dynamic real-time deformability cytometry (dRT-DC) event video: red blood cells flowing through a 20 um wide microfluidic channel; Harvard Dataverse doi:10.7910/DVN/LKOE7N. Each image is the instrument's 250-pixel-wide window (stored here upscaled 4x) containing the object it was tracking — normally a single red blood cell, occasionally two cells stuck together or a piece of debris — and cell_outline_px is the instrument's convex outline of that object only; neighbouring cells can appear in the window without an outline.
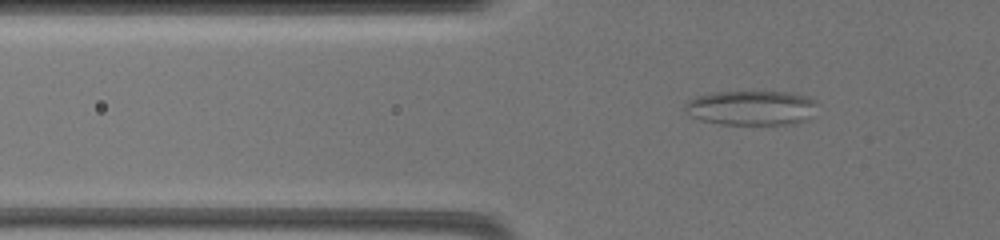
{"species": "common noctule bat (a hibernating species)", "species_latin": "Nyctalus noctula", "temperature_condition": "warm", "stored_images_in_passage": 66, "camera_frame_rate_fps": 3000, "um_per_image_px": 0.085, "animal": {"sex": "female", "body_mass_g": 19.5, "forearm_length_mm": 54.1}, "frame": {"image": 1, "passage_image": 31, "time_ms": 8.333, "image_size_px": [1000, 240], "cell_outline_px": [[816, 104], [808, 120], [784, 124], [720, 124], [700, 120], [692, 116], [684, 108], [684, 104], [688, 100], [700, 96], [716, 92], [784, 92], [808, 96], [816, 100]], "centroid_in_image_um": [63.86, 9.17], "position_along_channel_um": 61.9, "area_um2": 26.41}}
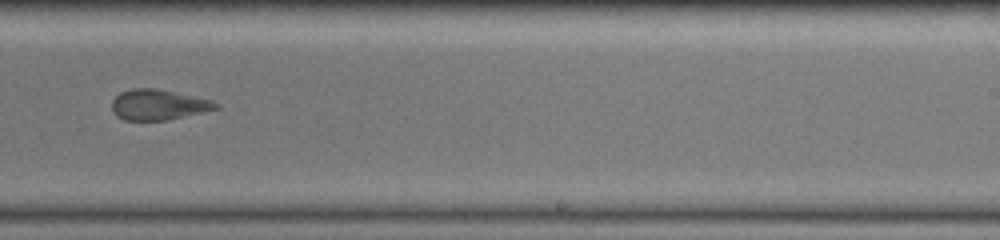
{"frame": {"image": 2, "passage_image": 44, "time_ms": 15.0, "image_size_px": [1000, 240], "cell_outline_px": [[220, 108], [168, 120], [124, 120], [116, 116], [112, 112], [112, 100], [120, 92], [132, 88], [156, 88], [212, 100], [220, 104]], "centroid_in_image_um": [13.45, 8.9], "position_along_channel_um": 275.6, "area_um2": 18.55}}
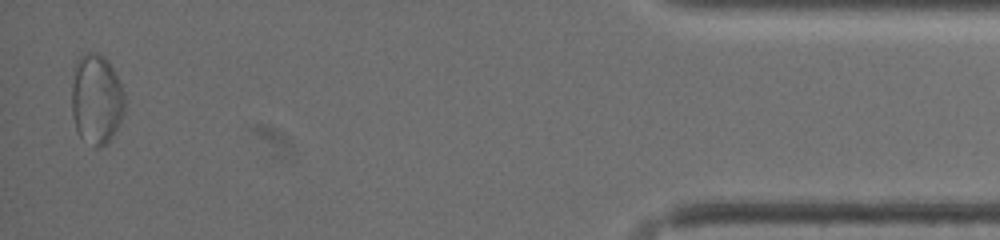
{"frame": {"image": 3, "passage_image": 66, "time_ms": 21.333, "image_size_px": [1000, 240], "cell_outline_px": [[124, 112], [112, 136], [100, 148], [96, 148], [80, 136], [76, 128], [72, 116], [72, 68], [76, 60], [80, 56], [88, 52], [96, 52], [104, 56], [108, 60], [124, 92]], "centroid_in_image_um": [8.16, 8.39], "position_along_channel_um": 427.0, "area_um2": 27.86}, "authors_computed_cell_mechanics": {"area_um2": 27.2816, "velocity_mm_per_s": 3.4249, "shape_relaxation_time_tau1_ms": null, "shape_relaxation_time_tau2_ms": 2.0327, "deformation_change_tau1": null, "deformation_change_tau2": 0.0934}}